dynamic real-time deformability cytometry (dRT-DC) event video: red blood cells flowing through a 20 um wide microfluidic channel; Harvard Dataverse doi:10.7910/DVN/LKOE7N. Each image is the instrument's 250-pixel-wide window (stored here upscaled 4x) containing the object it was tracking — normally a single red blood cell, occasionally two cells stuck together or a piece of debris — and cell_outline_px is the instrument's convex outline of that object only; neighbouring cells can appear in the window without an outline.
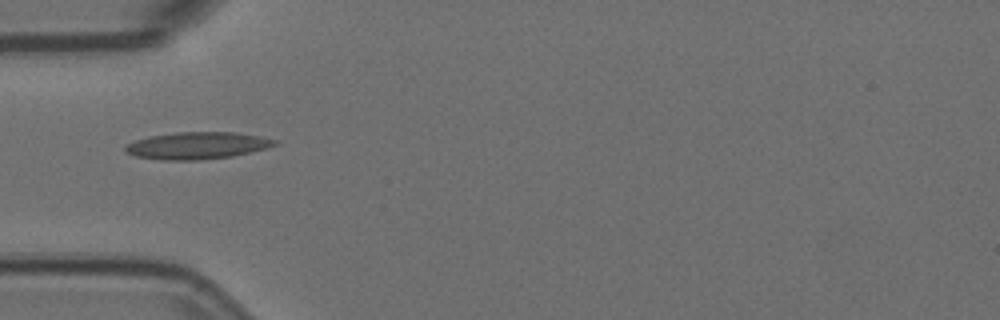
{"species": "Egyptian fruit bat (a non-hibernating species)", "species_latin": "Rousettus aegyptiacus", "temperature_condition": "room temperature", "stored_images_in_passage": 35, "camera_frame_rate_fps": 3000, "um_per_image_px": 0.085, "animal": {"sex": "female"}, "frame": {"image": 1, "passage_image": 1, "time_ms": 0.0, "image_size_px": [1000, 320], "cell_outline_px": [[280, 140], [276, 144], [268, 148], [232, 156], [200, 160], [164, 160], [136, 156], [124, 152], [124, 148], [128, 144], [136, 140], [148, 136], [176, 132], [236, 132], [260, 136]], "centroid_in_image_um": [16.79, 12.37], "position_along_channel_um": 68.2, "area_um2": 23.64}}
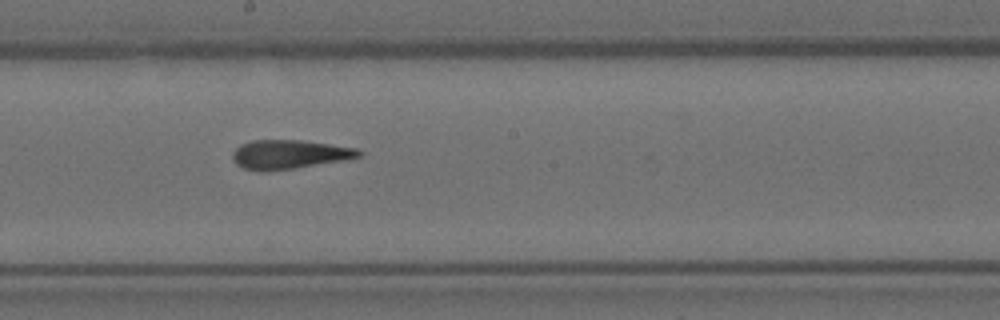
{"frame": {"image": 2, "passage_image": 14, "time_ms": 4.333, "image_size_px": [1000, 320], "cell_outline_px": [[364, 152], [360, 156], [344, 160], [296, 168], [264, 172], [260, 172], [244, 168], [236, 164], [232, 160], [232, 152], [240, 144], [252, 140], [300, 140], [356, 148]], "centroid_in_image_um": [24.54, 13.13], "position_along_channel_um": 223.7, "area_um2": 21.44}}
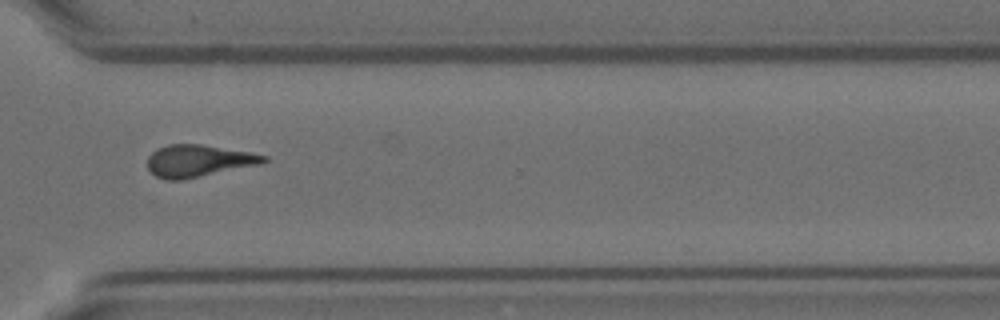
{"frame": {"image": 3, "passage_image": 25, "time_ms": 8.0, "image_size_px": [1000, 320], "cell_outline_px": [[268, 160], [260, 164], [180, 180], [168, 180], [156, 176], [148, 168], [148, 156], [156, 148], [168, 144], [200, 144], [248, 152], [268, 156]], "centroid_in_image_um": [16.84, 13.66], "position_along_channel_um": 353.8, "area_um2": 21.44}}